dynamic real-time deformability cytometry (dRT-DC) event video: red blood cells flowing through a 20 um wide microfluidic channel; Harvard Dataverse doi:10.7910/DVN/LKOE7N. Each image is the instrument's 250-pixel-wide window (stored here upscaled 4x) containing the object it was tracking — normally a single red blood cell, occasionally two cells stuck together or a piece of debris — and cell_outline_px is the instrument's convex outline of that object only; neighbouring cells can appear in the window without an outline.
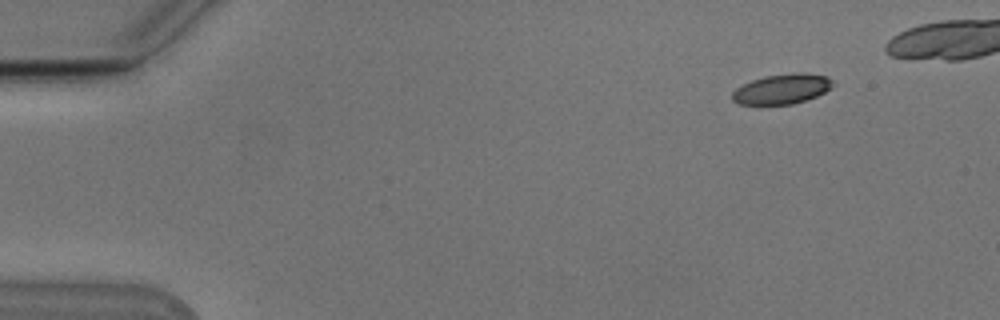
{"species": "Egyptian fruit bat (a non-hibernating species)", "species_latin": "Rousettus aegyptiacus", "temperature_condition": "cold", "stored_images_in_passage": 12, "camera_frame_rate_fps": 3000, "um_per_image_px": 0.085, "animal": {"sex": "male"}, "frame": {"image": 1, "passage_image": 2, "time_ms": 0.333, "image_size_px": [1000, 320], "cell_outline_px": [[836, 84], [832, 88], [816, 96], [792, 104], [740, 104], [732, 100], [732, 92], [736, 88], [752, 80], [764, 76], [796, 72], [804, 72], [828, 76]], "centroid_in_image_um": [66.51, 7.54], "position_along_channel_um": 18.5, "area_um2": 17.63}}